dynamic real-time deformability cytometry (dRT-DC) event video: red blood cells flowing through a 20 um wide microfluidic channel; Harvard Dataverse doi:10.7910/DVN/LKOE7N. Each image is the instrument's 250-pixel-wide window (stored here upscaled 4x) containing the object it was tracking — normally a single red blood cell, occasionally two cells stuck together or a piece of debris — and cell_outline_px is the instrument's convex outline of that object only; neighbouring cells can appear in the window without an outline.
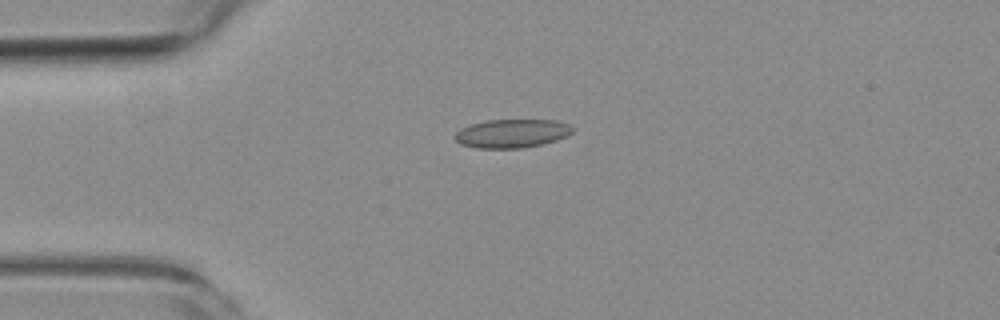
{"species": "common noctule bat (a hibernating species)", "species_latin": "Nyctalus noctula", "temperature_condition": "room temperature", "stored_images_in_passage": 2, "camera_frame_rate_fps": 3000, "um_per_image_px": 0.085, "animal": {"sex": "female", "body_mass_g": 19.3, "forearm_length_mm": 54.1}, "frame": {"image": 1, "passage_image": 1, "time_ms": 0.0, "image_size_px": [1000, 320], "cell_outline_px": [[572, 132], [568, 136], [544, 144], [524, 148], [476, 148], [460, 144], [456, 140], [456, 132], [460, 128], [472, 124], [488, 120], [556, 120], [568, 124], [572, 128]], "centroid_in_image_um": [43.53, 11.35], "position_along_channel_um": 41.5, "area_um2": 19.59}}